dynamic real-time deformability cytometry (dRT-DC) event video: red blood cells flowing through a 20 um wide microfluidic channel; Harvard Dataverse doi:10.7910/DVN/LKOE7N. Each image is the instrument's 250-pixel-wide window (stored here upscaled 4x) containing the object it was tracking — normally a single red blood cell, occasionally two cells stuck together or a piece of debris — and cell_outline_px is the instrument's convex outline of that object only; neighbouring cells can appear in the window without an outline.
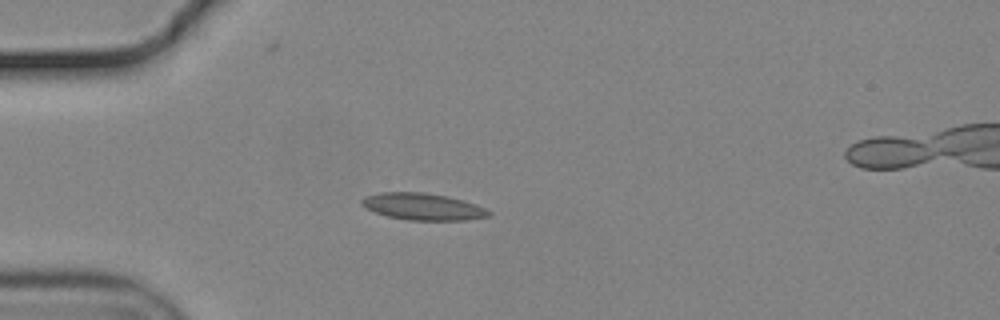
{"species": "common noctule bat (a hibernating species)", "species_latin": "Nyctalus noctula", "temperature_condition": "cold", "stored_images_in_passage": 42, "camera_frame_rate_fps": 3000, "um_per_image_px": 0.085, "animal": {"sex": "male", "body_mass_g": 19.2, "forearm_length_mm": 51.8}, "frame": {"image": 1, "passage_image": 1, "time_ms": 0.0, "image_size_px": [1000, 320], "cell_outline_px": [[492, 212], [488, 216], [468, 220], [408, 220], [388, 216], [364, 208], [360, 204], [360, 200], [368, 196], [380, 192], [424, 192], [448, 196], [464, 200], [476, 204]], "centroid_in_image_um": [35.94, 17.56], "position_along_channel_um": 49.1, "area_um2": 19.88}}
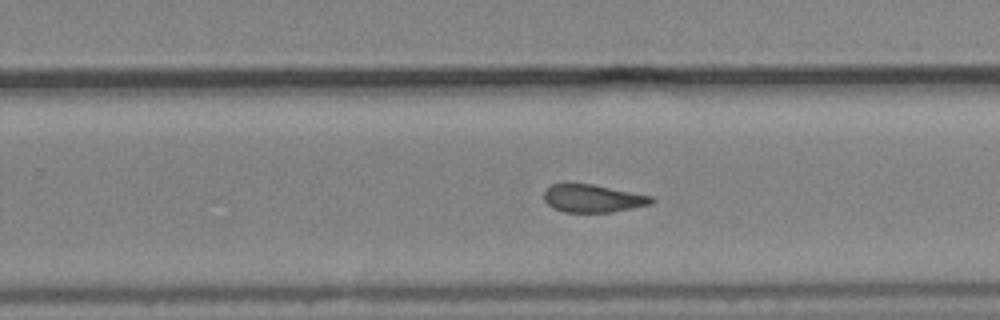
{"frame": {"image": 2, "passage_image": 21, "time_ms": 6.667, "image_size_px": [1000, 320], "cell_outline_px": [[656, 200], [652, 204], [612, 212], [564, 212], [552, 208], [544, 200], [544, 188], [552, 184], [564, 180], [592, 184], [652, 196]], "centroid_in_image_um": [50.32, 16.83], "position_along_channel_um": 279.5, "area_um2": 18.03}}
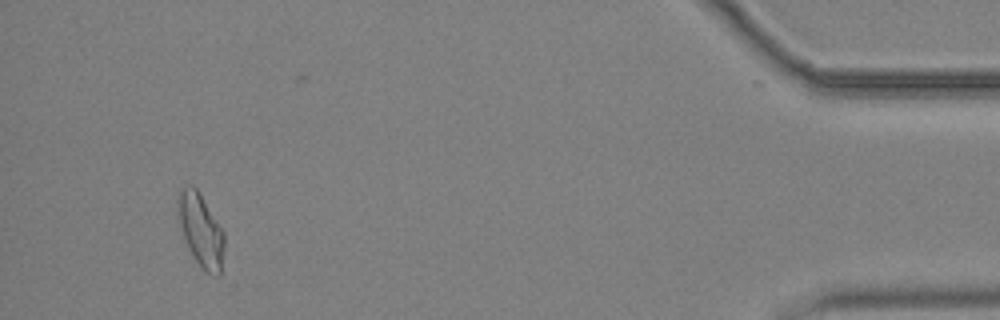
{"frame": {"image": 3, "passage_image": 38, "time_ms": 12.333, "image_size_px": [1000, 320], "cell_outline_px": [[224, 248], [220, 276], [216, 276], [204, 272], [196, 260], [176, 220], [176, 200], [180, 188], [188, 184], [192, 184], [196, 188], [224, 232]], "centroid_in_image_um": [17.03, 19.53], "position_along_channel_um": 418.2, "area_um2": 19.83}, "authors_computed_cell_mechanics": {"area_um2": 18.496, "velocity_mm_per_s": 3.6936, "shape_relaxation_time_tau1_ms": null, "shape_relaxation_time_tau2_ms": 3.2527, "deformation_change_tau1": null, "deformation_change_tau2": 0.0903}}